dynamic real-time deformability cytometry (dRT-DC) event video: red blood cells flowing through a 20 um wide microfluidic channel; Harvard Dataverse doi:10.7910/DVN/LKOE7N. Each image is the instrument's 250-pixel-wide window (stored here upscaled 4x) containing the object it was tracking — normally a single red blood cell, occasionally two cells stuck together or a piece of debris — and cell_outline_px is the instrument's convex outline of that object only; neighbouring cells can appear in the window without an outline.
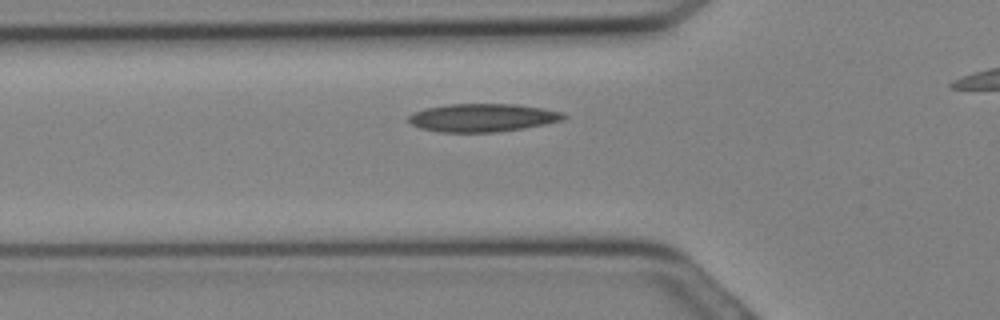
{"species": "Egyptian fruit bat (a non-hibernating species)", "species_latin": "Rousettus aegyptiacus", "temperature_condition": "cold", "stored_images_in_passage": 13, "camera_frame_rate_fps": 3000, "um_per_image_px": 0.085, "animal": {"sex": "female"}, "frame": {"image": 1, "passage_image": 3, "time_ms": 0.667, "image_size_px": [1000, 320], "cell_outline_px": [[568, 116], [560, 120], [544, 124], [524, 128], [500, 132], [440, 132], [420, 128], [412, 124], [408, 120], [408, 116], [412, 112], [424, 108], [448, 104], [516, 104], [544, 108], [564, 112]], "centroid_in_image_um": [41.01, 10.0], "position_along_channel_um": 84.8, "area_um2": 25.55}}
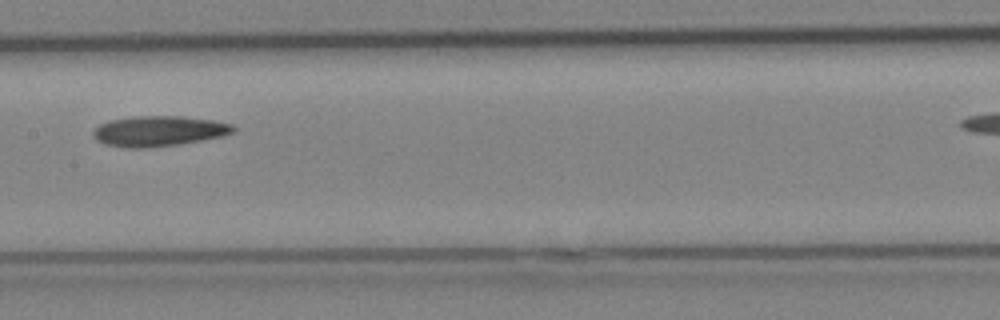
{"frame": {"image": 2, "passage_image": 8, "time_ms": 2.333, "image_size_px": [1000, 320], "cell_outline_px": [[236, 132], [224, 136], [180, 144], [148, 148], [128, 148], [104, 144], [96, 140], [92, 136], [92, 132], [100, 124], [108, 120], [136, 116], [180, 116], [212, 120], [232, 124], [236, 128]], "centroid_in_image_um": [13.5, 11.15], "position_along_channel_um": 193.9, "area_um2": 25.03}}
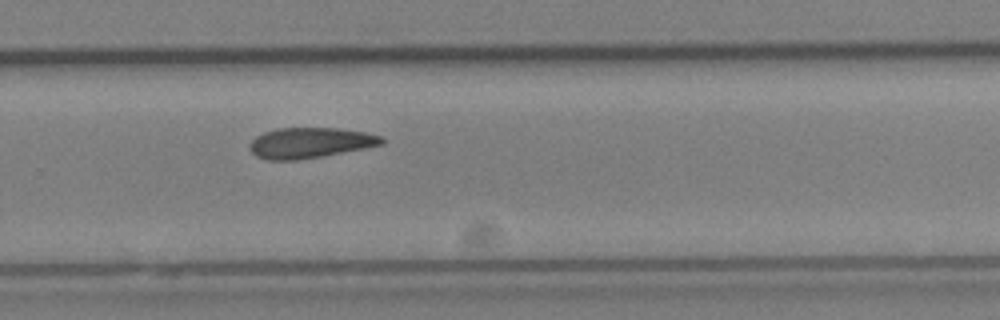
{"frame": {"image": 3, "passage_image": 13, "time_ms": 4.0, "image_size_px": [1000, 320], "cell_outline_px": [[384, 144], [364, 148], [320, 156], [296, 160], [268, 160], [256, 156], [252, 152], [252, 140], [256, 136], [264, 132], [276, 128], [340, 128], [364, 132], [380, 136], [384, 140]], "centroid_in_image_um": [26.35, 12.13], "position_along_channel_um": 303.4, "area_um2": 23.12}}